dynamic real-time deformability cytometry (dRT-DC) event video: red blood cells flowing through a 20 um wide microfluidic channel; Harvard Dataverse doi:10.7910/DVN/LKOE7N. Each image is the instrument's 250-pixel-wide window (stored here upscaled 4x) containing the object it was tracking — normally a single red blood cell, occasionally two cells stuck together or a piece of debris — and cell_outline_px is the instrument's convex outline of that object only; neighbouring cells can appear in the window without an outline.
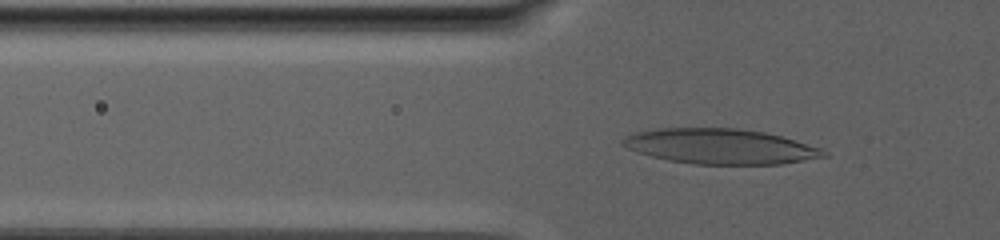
{"species": "human", "species_latin": "Homo sapiens", "temperature_condition": "warm", "stored_images_in_passage": 93, "camera_frame_rate_fps": 3000, "um_per_image_px": 0.085, "donor": {"sex": "male"}, "frame": {"image": 1, "passage_image": 35, "time_ms": 11.333, "image_size_px": [1000, 240], "cell_outline_px": [[828, 156], [780, 164], [692, 164], [668, 160], [636, 152], [620, 144], [620, 140], [636, 132], [656, 128], [736, 128], [764, 132], [780, 136], [820, 148], [828, 152]], "centroid_in_image_um": [61.19, 12.44], "position_along_channel_um": 64.6, "area_um2": 41.04}}
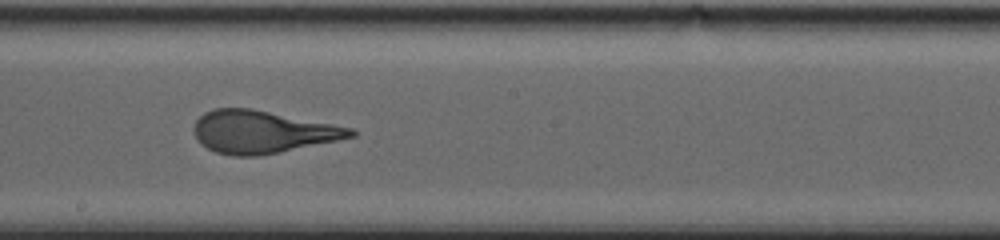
{"frame": {"image": 2, "passage_image": 57, "time_ms": 18.667, "image_size_px": [1000, 240], "cell_outline_px": [[356, 136], [280, 152], [256, 156], [232, 156], [216, 152], [200, 144], [192, 132], [192, 128], [196, 120], [204, 112], [216, 108], [252, 108], [352, 128], [356, 132]], "centroid_in_image_um": [22.24, 11.21], "position_along_channel_um": 226.0, "area_um2": 38.78}}
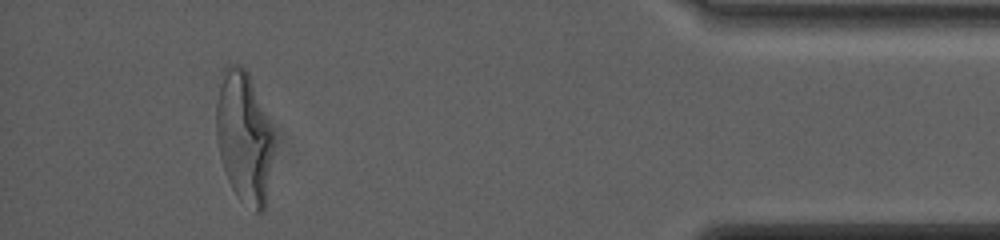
{"frame": {"image": 3, "passage_image": 87, "time_ms": 28.667, "image_size_px": [1000, 240], "cell_outline_px": [[272, 152], [264, 212], [256, 212], [240, 200], [236, 196], [228, 180], [220, 156], [216, 136], [216, 100], [224, 68], [228, 64], [240, 64], [248, 72], [272, 132]], "centroid_in_image_um": [20.7, 11.66], "position_along_channel_um": 414.5, "area_um2": 43.18}, "authors_computed_cell_mechanics": {"area_um2": 41.616, "velocity_mm_per_s": 2.3343, "shape_relaxation_time_tau1_ms": 10.0885, "shape_relaxation_time_tau2_ms": 1.2048, "deformation_change_tau1": 0.3164, "deformation_change_tau2": 0.1035}}